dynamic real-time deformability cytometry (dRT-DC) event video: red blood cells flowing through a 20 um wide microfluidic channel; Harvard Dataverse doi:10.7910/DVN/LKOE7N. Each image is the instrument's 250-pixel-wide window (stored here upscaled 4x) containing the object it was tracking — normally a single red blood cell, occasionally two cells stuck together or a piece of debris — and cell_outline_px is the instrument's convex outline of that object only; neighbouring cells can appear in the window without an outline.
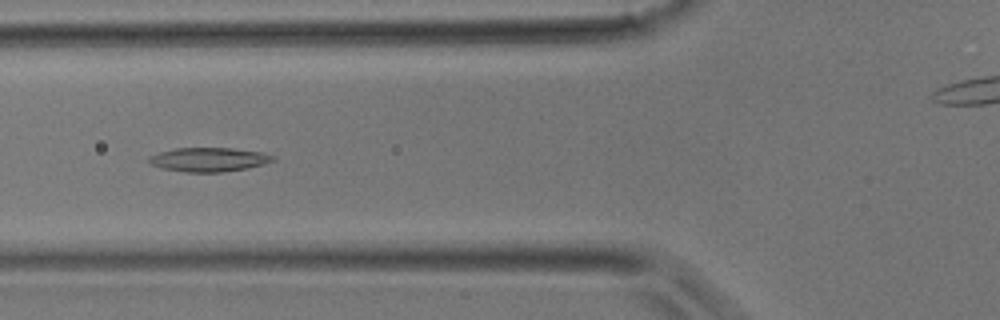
{"species": "common noctule bat (a hibernating species)", "species_latin": "Nyctalus noctula", "temperature_condition": "room temperature", "stored_images_in_passage": 31, "camera_frame_rate_fps": 3000, "um_per_image_px": 0.085, "animal": {"sex": "male", "body_mass_g": 17.9}, "frame": {"image": 1, "passage_image": 10, "time_ms": 3.0, "image_size_px": [1000, 320], "cell_outline_px": [[276, 160], [248, 168], [224, 172], [188, 172], [160, 168], [148, 164], [148, 156], [160, 152], [176, 148], [232, 148], [264, 152], [276, 156]], "centroid_in_image_um": [17.75, 13.56], "position_along_channel_um": 108.0, "area_um2": 17.57}}
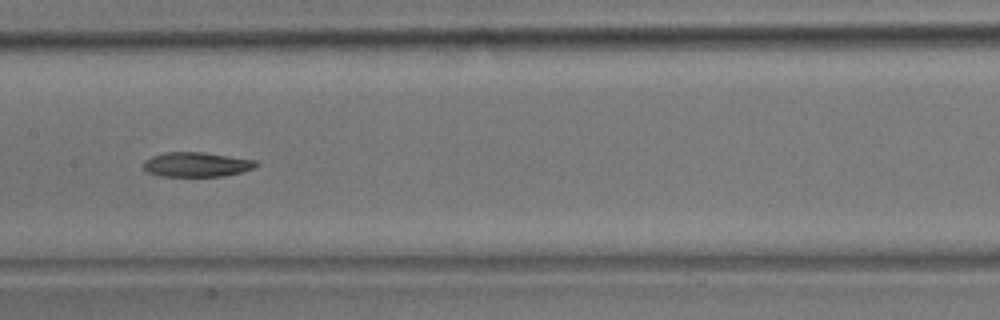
{"frame": {"image": 2, "passage_image": 15, "time_ms": 4.667, "image_size_px": [1000, 320], "cell_outline_px": [[260, 164], [252, 168], [240, 172], [220, 176], [160, 176], [148, 172], [144, 168], [144, 160], [152, 156], [164, 152], [200, 152], [256, 160]], "centroid_in_image_um": [16.68, 13.98], "position_along_channel_um": 190.7, "area_um2": 15.95}}
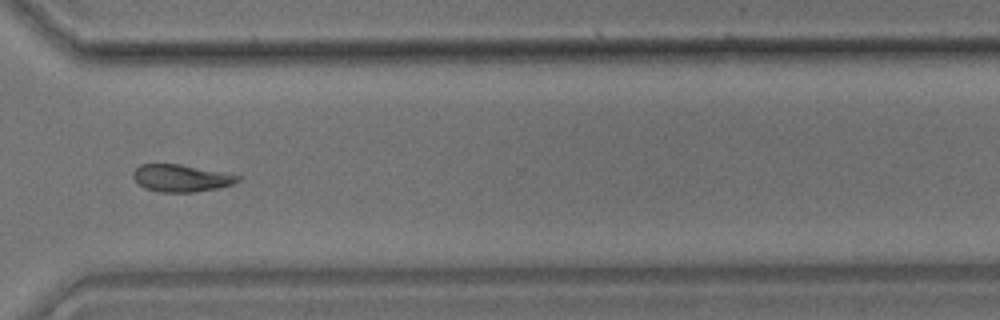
{"frame": {"image": 3, "passage_image": 25, "time_ms": 8.0, "image_size_px": [1000, 320], "cell_outline_px": [[240, 180], [232, 184], [216, 188], [192, 192], [160, 192], [144, 188], [132, 176], [132, 172], [140, 164], [180, 164], [240, 176]], "centroid_in_image_um": [15.35, 15.14], "position_along_channel_um": 355.3, "area_um2": 16.3}}